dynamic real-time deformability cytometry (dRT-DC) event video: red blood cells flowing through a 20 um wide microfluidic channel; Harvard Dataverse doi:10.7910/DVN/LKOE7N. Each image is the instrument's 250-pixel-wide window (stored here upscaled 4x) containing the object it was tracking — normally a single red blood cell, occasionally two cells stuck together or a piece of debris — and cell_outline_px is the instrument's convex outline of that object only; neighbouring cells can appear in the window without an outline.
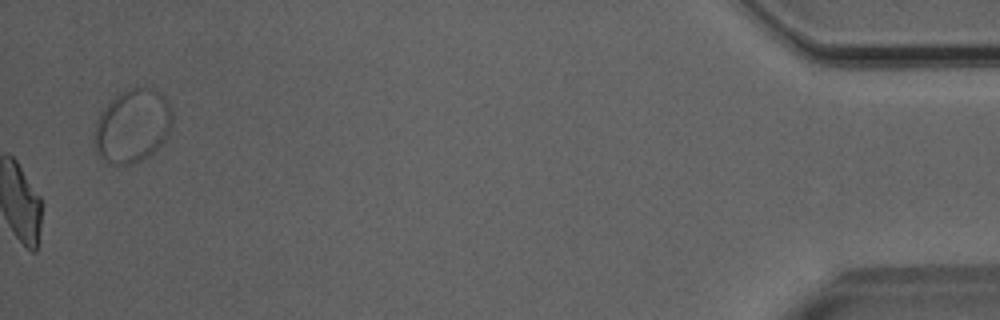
{"species": "Egyptian fruit bat (a non-hibernating species)", "species_latin": "Rousettus aegyptiacus", "temperature_condition": "room temperature", "stored_images_in_passage": 48, "camera_frame_rate_fps": 3000, "um_per_image_px": 0.085, "animal": {"sex": "male"}, "frame": {"image": 1, "passage_image": 48, "time_ms": 15.667, "image_size_px": [1000, 320], "cell_outline_px": [[172, 120], [168, 132], [164, 140], [148, 156], [132, 164], [108, 164], [96, 152], [92, 132], [100, 112], [116, 96], [128, 88], [152, 88], [160, 92], [164, 96], [172, 112]], "centroid_in_image_um": [11.22, 10.71], "position_along_channel_um": 424.0, "area_um2": 33.18}}